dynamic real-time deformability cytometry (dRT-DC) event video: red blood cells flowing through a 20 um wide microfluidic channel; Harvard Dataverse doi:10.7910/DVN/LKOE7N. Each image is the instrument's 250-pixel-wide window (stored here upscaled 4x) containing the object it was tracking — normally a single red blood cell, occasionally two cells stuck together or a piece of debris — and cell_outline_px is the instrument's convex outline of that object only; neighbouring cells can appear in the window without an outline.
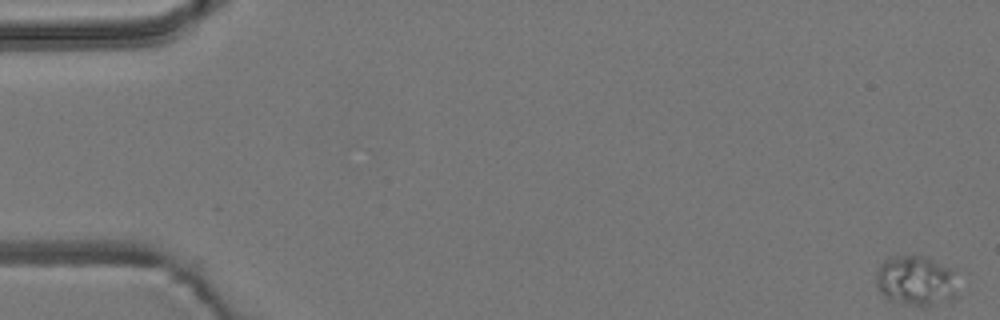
{"species": "common noctule bat (a hibernating species)", "species_latin": "Nyctalus noctula", "temperature_condition": "room temperature", "stored_images_in_passage": 56, "camera_frame_rate_fps": 3000, "um_per_image_px": 0.085, "animal": {"sex": "male", "body_mass_g": 19.2, "forearm_length_mm": 51.8}, "frame": {"image": 1, "passage_image": 1, "time_ms": 0.0, "image_size_px": [1000, 320], "cell_outline_px": [[956, 296], [928, 304], [904, 304], [888, 300], [880, 292], [876, 284], [876, 276], [880, 264], [884, 260], [896, 256], [924, 256], [956, 268]], "centroid_in_image_um": [77.86, 23.81], "position_along_channel_um": 7.1, "area_um2": 23.64}}
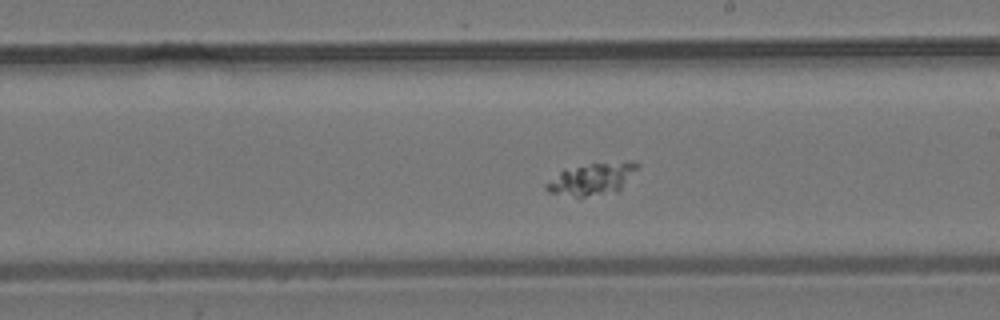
{"frame": {"image": 2, "passage_image": 32, "time_ms": 10.333, "image_size_px": [1000, 320], "cell_outline_px": [[640, 164], [620, 192], [584, 196], [576, 196], [548, 192], [544, 188], [544, 184], [564, 168], [592, 164], [632, 160]], "centroid_in_image_um": [50.35, 15.2], "position_along_channel_um": 238.7, "area_um2": 17.05}}
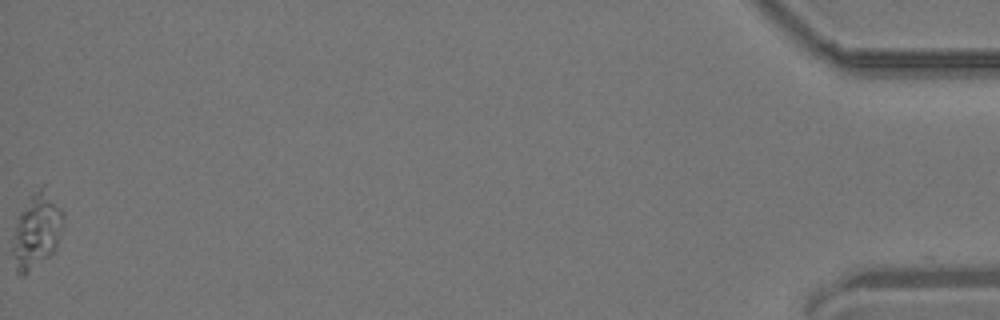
{"frame": {"image": 3, "passage_image": 56, "time_ms": 18.333, "image_size_px": [1000, 320], "cell_outline_px": [[64, 224], [56, 248], [48, 256], [24, 276], [20, 276], [16, 272], [12, 248], [16, 228], [20, 212], [28, 196], [44, 184], [64, 212]], "centroid_in_image_um": [3.14, 19.58], "position_along_channel_um": 432.1, "area_um2": 22.14}}